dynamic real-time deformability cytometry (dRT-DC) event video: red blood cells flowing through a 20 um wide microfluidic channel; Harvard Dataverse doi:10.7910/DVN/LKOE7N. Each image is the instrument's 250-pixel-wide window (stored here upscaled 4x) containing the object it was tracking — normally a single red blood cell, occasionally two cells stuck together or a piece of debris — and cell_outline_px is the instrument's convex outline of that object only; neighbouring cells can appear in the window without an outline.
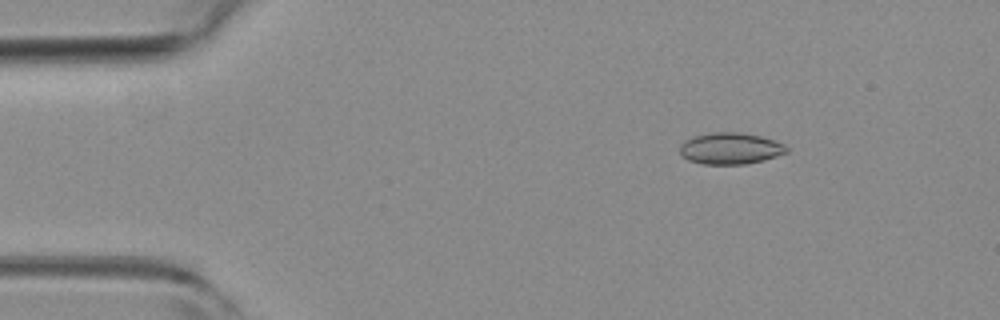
{"species": "common noctule bat (a hibernating species)", "species_latin": "Nyctalus noctula", "temperature_condition": "room temperature", "stored_images_in_passage": 4, "camera_frame_rate_fps": 3000, "um_per_image_px": 0.085, "animal": {"sex": "female", "body_mass_g": 19.3, "forearm_length_mm": 54.1}, "frame": {"image": 1, "passage_image": 2, "time_ms": 0.333, "image_size_px": [1000, 320], "cell_outline_px": [[788, 152], [764, 160], [744, 164], [704, 164], [688, 160], [680, 156], [680, 144], [684, 140], [692, 136], [708, 132], [740, 132], [760, 136], [784, 144], [788, 148]], "centroid_in_image_um": [62.03, 12.61], "position_along_channel_um": 23.0, "area_um2": 19.77}}